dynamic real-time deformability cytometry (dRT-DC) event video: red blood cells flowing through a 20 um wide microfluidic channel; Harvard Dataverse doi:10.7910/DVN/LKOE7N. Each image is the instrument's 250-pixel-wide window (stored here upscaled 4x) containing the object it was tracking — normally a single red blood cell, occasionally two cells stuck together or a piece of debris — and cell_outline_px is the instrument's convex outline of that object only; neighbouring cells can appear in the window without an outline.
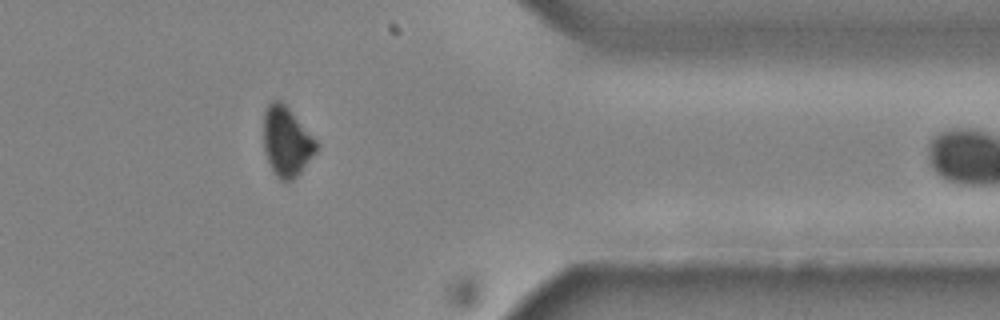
{"species": "common noctule bat (a hibernating species)", "species_latin": "Nyctalus noctula", "temperature_condition": "cold", "stored_images_in_passage": 53, "segment_of_instrument_passage": [2, 2], "camera_frame_rate_fps": 3000, "um_per_image_px": 0.085, "animal": {"sex": "male", "body_mass_g": 20.4}, "frame": {"image": 1, "passage_image": 51, "time_ms": 16.667, "image_size_px": [1000, 320], "cell_outline_px": [[320, 148], [300, 172], [292, 180], [280, 180], [276, 176], [268, 160], [264, 148], [264, 112], [268, 104], [272, 100], [280, 100], [288, 108], [320, 144]], "centroid_in_image_um": [24.38, 12.03], "position_along_channel_um": 387.0, "area_um2": 21.21}}